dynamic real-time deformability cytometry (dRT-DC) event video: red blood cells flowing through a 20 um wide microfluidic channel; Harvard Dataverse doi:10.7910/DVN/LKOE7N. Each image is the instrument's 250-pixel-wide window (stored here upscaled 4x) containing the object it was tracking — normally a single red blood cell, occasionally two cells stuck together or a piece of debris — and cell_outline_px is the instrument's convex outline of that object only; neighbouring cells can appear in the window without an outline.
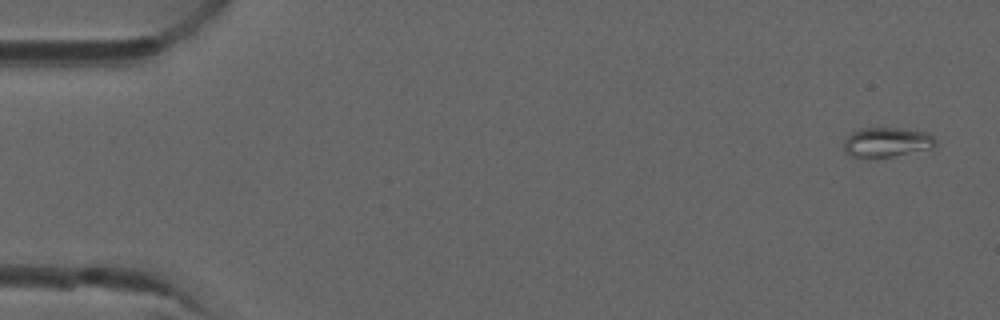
{"species": "common noctule bat (a hibernating species)", "species_latin": "Nyctalus noctula", "temperature_condition": "room temperature", "stored_images_in_passage": 6, "camera_frame_rate_fps": 3000, "um_per_image_px": 0.085, "animal": {"sex": "male", "forearm_length_mm": 52.5}, "frame": {"image": 1, "passage_image": 1, "time_ms": 0.0, "image_size_px": [1000, 320], "cell_outline_px": [[936, 144], [932, 148], [892, 156], [852, 156], [844, 152], [844, 136], [860, 128], [900, 128], [928, 132], [936, 140]], "centroid_in_image_um": [75.36, 12.06], "position_along_channel_um": 9.6, "area_um2": 15.72}}
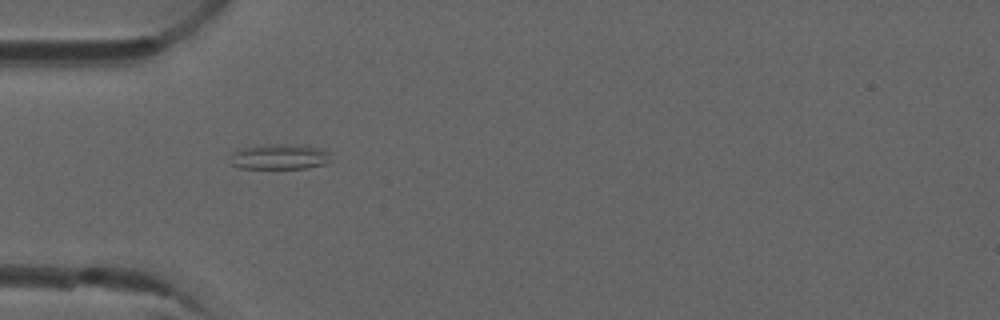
{"frame": {"image": 2, "passage_image": 5, "time_ms": 1.333, "image_size_px": [1000, 320], "cell_outline_px": [[332, 160], [328, 164], [308, 168], [240, 168], [232, 164], [232, 156], [240, 148], [268, 144], [300, 144], [320, 148], [328, 152]], "centroid_in_image_um": [23.86, 13.32], "position_along_channel_um": 61.1, "area_um2": 14.91}}